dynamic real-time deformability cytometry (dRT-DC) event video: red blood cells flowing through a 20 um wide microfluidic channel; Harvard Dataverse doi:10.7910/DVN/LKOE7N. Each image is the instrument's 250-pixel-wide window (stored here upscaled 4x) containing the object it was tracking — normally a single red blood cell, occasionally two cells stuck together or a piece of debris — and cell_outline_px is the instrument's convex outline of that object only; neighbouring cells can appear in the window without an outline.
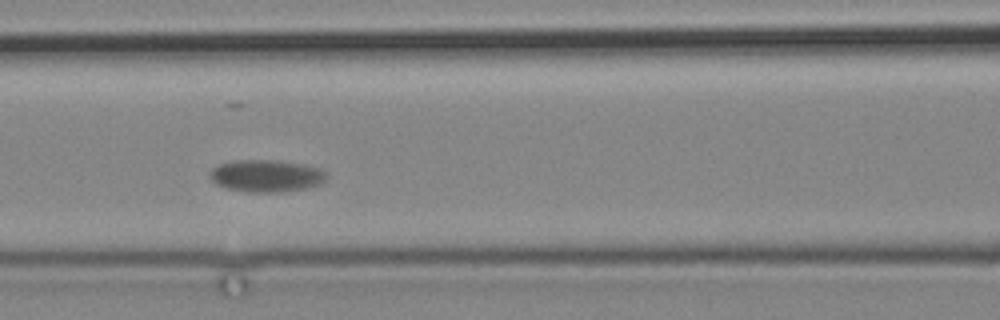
{"species": "common noctule bat (a hibernating species)", "species_latin": "Nyctalus noctula", "temperature_condition": "cold", "stored_images_in_passage": 3, "camera_frame_rate_fps": 3000, "um_per_image_px": 0.085, "animal": {"sex": "male", "body_mass_g": 19.2, "forearm_length_mm": 51.8}, "frame": {"image": 1, "passage_image": 3, "time_ms": 2.667, "image_size_px": [1000, 320], "cell_outline_px": [[328, 180], [320, 184], [308, 188], [280, 192], [248, 192], [228, 188], [216, 184], [208, 176], [208, 172], [216, 164], [232, 160], [280, 160], [304, 164], [320, 168], [328, 172]], "centroid_in_image_um": [22.66, 14.93], "position_along_channel_um": 143.9, "area_um2": 22.43}}